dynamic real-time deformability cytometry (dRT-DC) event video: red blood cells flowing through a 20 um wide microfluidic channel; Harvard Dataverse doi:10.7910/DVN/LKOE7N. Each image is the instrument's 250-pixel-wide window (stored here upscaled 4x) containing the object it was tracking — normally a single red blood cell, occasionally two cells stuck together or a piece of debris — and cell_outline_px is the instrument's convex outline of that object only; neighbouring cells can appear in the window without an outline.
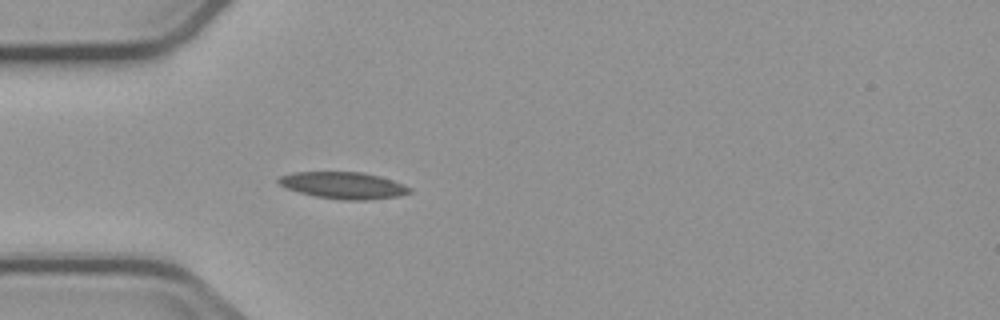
{"species": "common noctule bat (a hibernating species)", "species_latin": "Nyctalus noctula", "temperature_condition": "cold", "stored_images_in_passage": 4, "camera_frame_rate_fps": 3000, "um_per_image_px": 0.085, "animal": {"sex": "male", "body_mass_g": 23.1, "forearm_length_mm": 52.7}, "frame": {"image": 1, "passage_image": 4, "time_ms": 3.667, "image_size_px": [1000, 320], "cell_outline_px": [[412, 192], [400, 196], [368, 200], [340, 200], [316, 196], [284, 188], [276, 180], [280, 176], [292, 172], [364, 172], [380, 176], [404, 184], [412, 188]], "centroid_in_image_um": [29.21, 15.76], "position_along_channel_um": 55.8, "area_um2": 20.63}}